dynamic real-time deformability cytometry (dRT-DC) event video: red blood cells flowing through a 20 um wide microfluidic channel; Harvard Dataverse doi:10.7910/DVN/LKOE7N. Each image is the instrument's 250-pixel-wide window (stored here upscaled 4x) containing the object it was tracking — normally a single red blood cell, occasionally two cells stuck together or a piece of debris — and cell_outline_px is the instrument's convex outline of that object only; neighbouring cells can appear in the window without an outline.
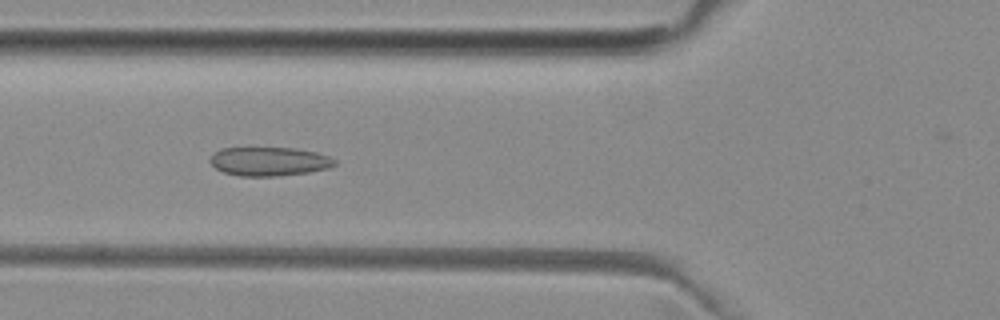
{"species": "common noctule bat (a hibernating species)", "species_latin": "Nyctalus noctula", "temperature_condition": "room temperature", "stored_images_in_passage": 47, "camera_frame_rate_fps": 3000, "um_per_image_px": 0.085, "animal": {"sex": "female", "body_mass_g": 29.2, "forearm_length_mm": 56.3}, "frame": {"image": 1, "passage_image": 14, "time_ms": 4.333, "image_size_px": [1000, 320], "cell_outline_px": [[336, 164], [328, 168], [308, 172], [276, 176], [240, 176], [224, 172], [216, 168], [208, 160], [212, 152], [220, 148], [296, 148], [316, 152], [328, 156], [336, 160]], "centroid_in_image_um": [22.84, 13.71], "position_along_channel_um": 103.0, "area_um2": 20.98}}
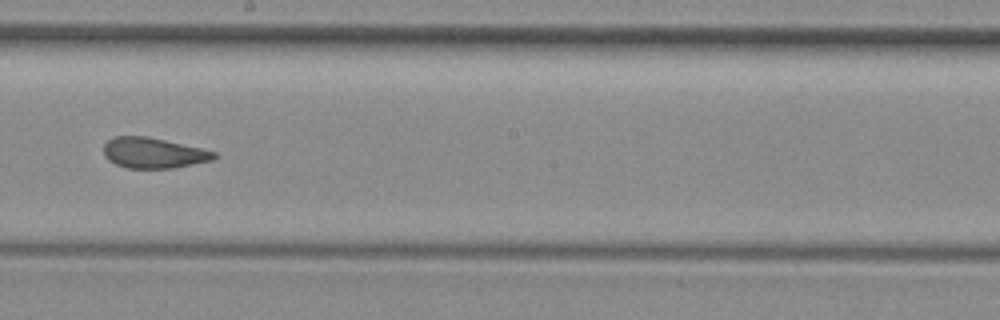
{"frame": {"image": 2, "passage_image": 24, "time_ms": 7.667, "image_size_px": [1000, 320], "cell_outline_px": [[216, 156], [212, 160], [172, 168], [124, 168], [108, 160], [104, 156], [104, 144], [108, 140], [116, 136], [148, 136], [200, 148], [216, 152]], "centroid_in_image_um": [13.0, 13.0], "position_along_channel_um": 235.2, "area_um2": 19.54}}
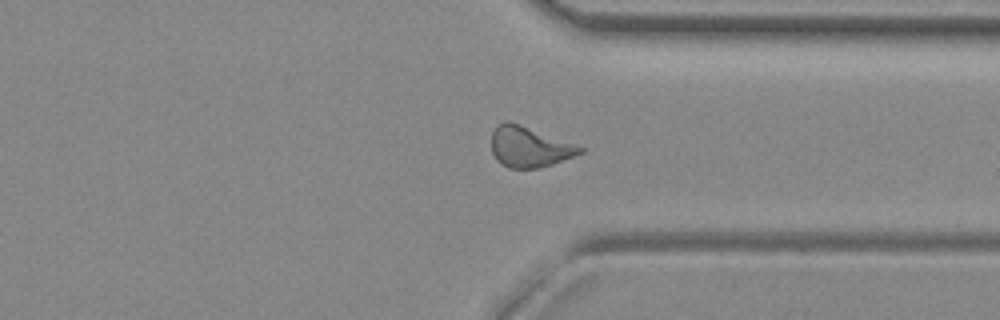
{"frame": {"image": 3, "passage_image": 34, "time_ms": 11.0, "image_size_px": [1000, 320], "cell_outline_px": [[584, 152], [552, 164], [540, 168], [508, 168], [496, 160], [492, 152], [492, 132], [500, 124], [508, 120], [520, 124], [576, 144], [584, 148]], "centroid_in_image_um": [44.99, 12.49], "position_along_channel_um": 366.4, "area_um2": 20.81}}